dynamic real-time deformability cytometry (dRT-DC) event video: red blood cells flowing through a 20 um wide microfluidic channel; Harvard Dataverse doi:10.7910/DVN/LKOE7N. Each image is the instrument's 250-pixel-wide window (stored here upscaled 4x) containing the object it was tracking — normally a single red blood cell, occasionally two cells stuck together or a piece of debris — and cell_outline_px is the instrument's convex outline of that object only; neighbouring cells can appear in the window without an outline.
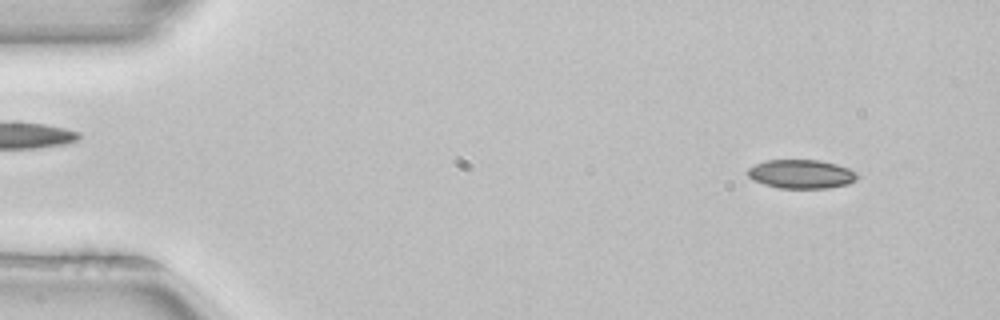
{"species": "common noctule bat (a hibernating species)", "species_latin": "Nyctalus noctula", "temperature_condition": "room temperature", "stored_images_in_passage": 51, "camera_frame_rate_fps": 3000, "um_per_image_px": 0.085, "animal": {"sex": "female", "body_mass_g": 22.7, "forearm_length_mm": 54.2}, "frame": {"image": 1, "passage_image": 4, "time_ms": 1.0, "image_size_px": [1000, 320], "cell_outline_px": [[860, 176], [856, 180], [848, 184], [828, 188], [780, 188], [764, 184], [752, 180], [748, 176], [748, 168], [764, 160], [820, 160], [836, 164], [860, 172]], "centroid_in_image_um": [68.15, 14.79], "position_along_channel_um": 16.9, "area_um2": 18.61}}
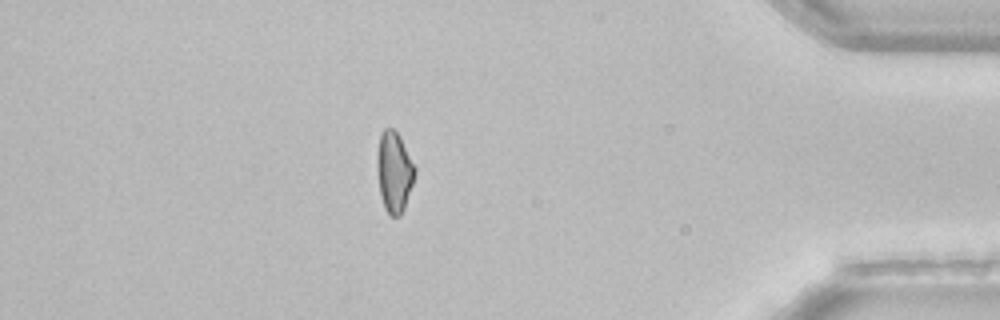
{"frame": {"image": 2, "passage_image": 44, "time_ms": 14.333, "image_size_px": [1000, 320], "cell_outline_px": [[416, 172], [404, 208], [400, 216], [392, 216], [384, 208], [380, 196], [376, 168], [376, 156], [380, 132], [384, 128], [392, 128], [396, 132], [416, 168]], "centroid_in_image_um": [33.47, 14.61], "position_along_channel_um": 401.7, "area_um2": 17.69}}
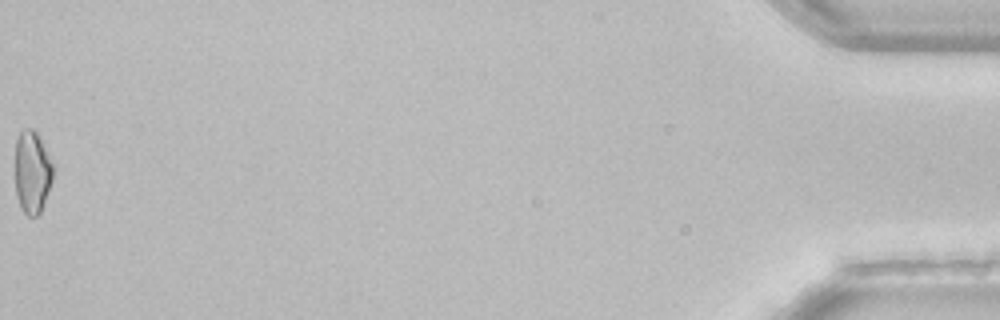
{"frame": {"image": 3, "passage_image": 51, "time_ms": 16.667, "image_size_px": [1000, 320], "cell_outline_px": [[52, 180], [40, 212], [36, 216], [28, 216], [24, 212], [16, 196], [16, 140], [20, 132], [24, 128], [32, 128], [36, 132], [52, 164]], "centroid_in_image_um": [2.71, 14.63], "position_along_channel_um": 432.5, "area_um2": 17.69}}